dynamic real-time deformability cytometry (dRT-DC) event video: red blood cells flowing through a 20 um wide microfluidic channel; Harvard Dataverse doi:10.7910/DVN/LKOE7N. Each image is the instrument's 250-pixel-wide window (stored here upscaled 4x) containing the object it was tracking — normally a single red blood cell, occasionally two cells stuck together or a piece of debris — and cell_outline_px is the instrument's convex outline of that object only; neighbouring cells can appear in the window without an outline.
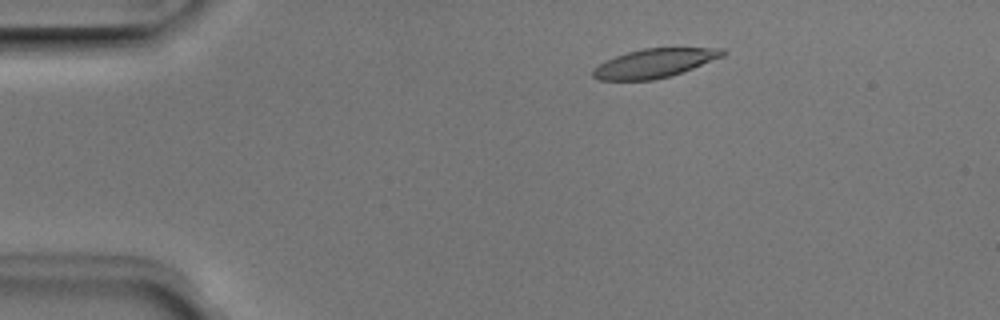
{"species": "Egyptian fruit bat (a non-hibernating species)", "species_latin": "Rousettus aegyptiacus", "temperature_condition": "room temperature", "stored_images_in_passage": 6, "camera_frame_rate_fps": 3000, "um_per_image_px": 0.085, "animal": {"sex": "male"}, "frame": {"image": 1, "passage_image": 2, "time_ms": 0.333, "image_size_px": [1000, 320], "cell_outline_px": [[728, 52], [724, 56], [672, 76], [652, 80], [600, 80], [592, 76], [592, 72], [600, 64], [616, 56], [628, 52], [644, 48], [724, 48]], "centroid_in_image_um": [55.68, 5.37], "position_along_channel_um": 29.3, "area_um2": 21.68}}
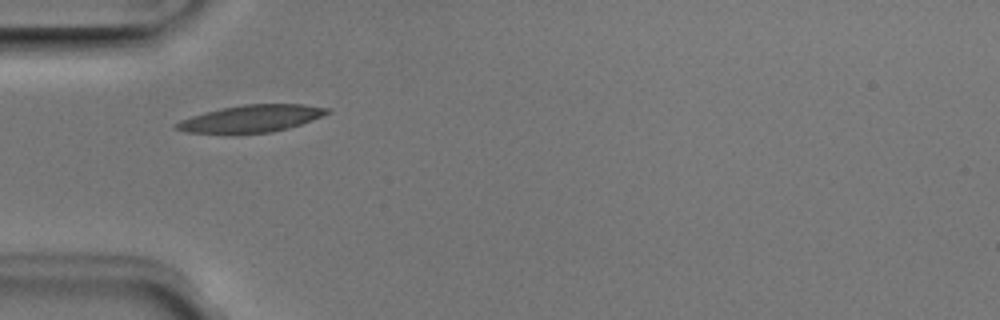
{"frame": {"image": 2, "passage_image": 4, "time_ms": 1.0, "image_size_px": [1000, 320], "cell_outline_px": [[332, 112], [312, 120], [300, 124], [272, 132], [188, 132], [176, 128], [176, 124], [180, 120], [204, 112], [244, 104], [304, 104], [328, 108]], "centroid_in_image_um": [21.43, 10.05], "position_along_channel_um": 63.6, "area_um2": 23.12}}
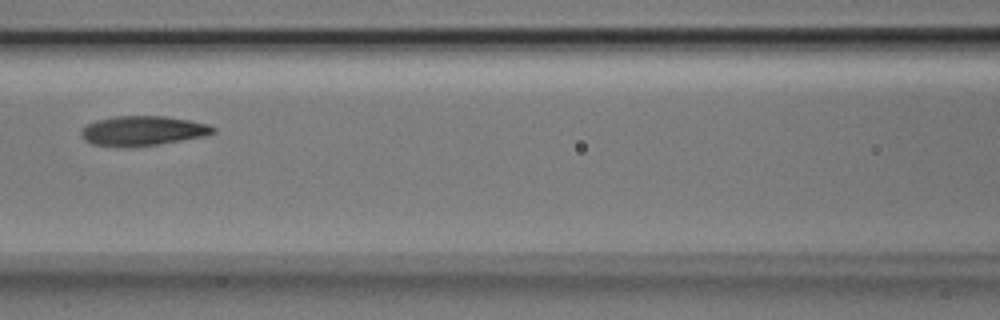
{"frame": {"image": 3, "passage_image": 6, "time_ms": 1.667, "image_size_px": [1000, 320], "cell_outline_px": [[216, 132], [204, 136], [160, 144], [124, 148], [116, 148], [92, 144], [84, 140], [80, 136], [80, 132], [84, 124], [96, 120], [116, 116], [164, 116], [188, 120], [208, 124], [216, 128]], "centroid_in_image_um": [12.07, 11.13], "position_along_channel_um": 154.5, "area_um2": 23.24}}